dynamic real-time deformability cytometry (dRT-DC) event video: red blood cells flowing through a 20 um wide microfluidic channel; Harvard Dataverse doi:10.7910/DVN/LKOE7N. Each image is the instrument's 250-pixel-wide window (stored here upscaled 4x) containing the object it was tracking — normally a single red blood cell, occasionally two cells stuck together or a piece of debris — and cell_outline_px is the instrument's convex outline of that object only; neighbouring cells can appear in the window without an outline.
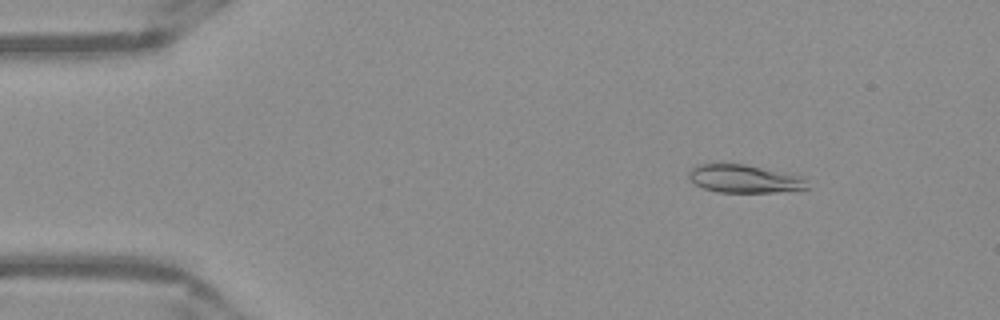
{"species": "Egyptian fruit bat (a non-hibernating species)", "species_latin": "Rousettus aegyptiacus", "temperature_condition": "warm", "stored_images_in_passage": 51, "camera_frame_rate_fps": 3000, "um_per_image_px": 0.085, "frame": {"image": 1, "passage_image": 7, "time_ms": 2.0, "image_size_px": [1000, 320], "cell_outline_px": [[808, 188], [776, 192], [716, 192], [704, 188], [696, 184], [688, 176], [688, 172], [696, 164], [744, 164], [804, 176]], "centroid_in_image_um": [63.27, 15.19], "position_along_channel_um": 21.7, "area_um2": 19.25}}
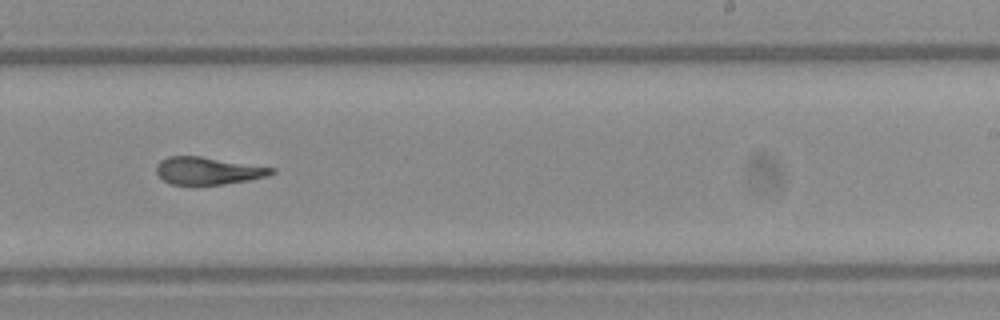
{"frame": {"image": 2, "passage_image": 32, "time_ms": 10.333, "image_size_px": [1000, 320], "cell_outline_px": [[276, 172], [268, 176], [248, 180], [224, 184], [172, 184], [164, 180], [156, 172], [156, 164], [160, 160], [168, 156], [200, 156], [276, 168]], "centroid_in_image_um": [17.69, 14.5], "position_along_channel_um": 271.3, "area_um2": 18.32}}
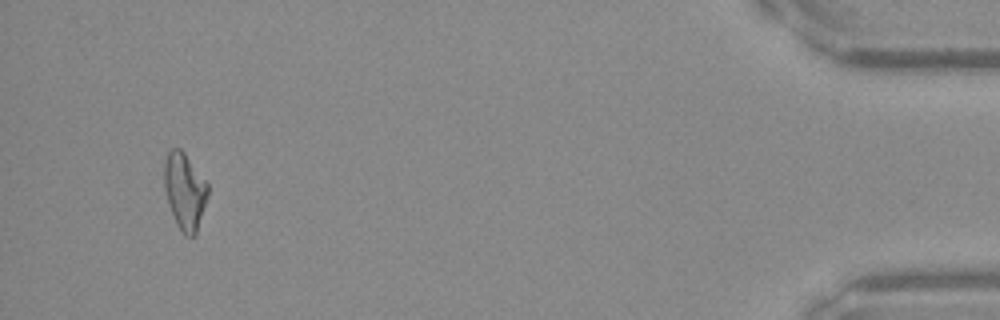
{"frame": {"image": 3, "passage_image": 49, "time_ms": 16.0, "image_size_px": [1000, 320], "cell_outline_px": [[208, 196], [196, 236], [184, 236], [180, 232], [176, 224], [164, 188], [164, 164], [168, 152], [172, 148], [180, 148], [184, 152], [208, 184]], "centroid_in_image_um": [15.71, 16.28], "position_along_channel_um": 419.5, "area_um2": 19.48}, "authors_computed_cell_mechanics": {"area_um2": 19.5364, "velocity_mm_per_s": 3.9605, "shape_relaxation_time_tau1_ms": null, "shape_relaxation_time_tau2_ms": 2.5891, "deformation_change_tau1": null, "deformation_change_tau2": 0.0977}}